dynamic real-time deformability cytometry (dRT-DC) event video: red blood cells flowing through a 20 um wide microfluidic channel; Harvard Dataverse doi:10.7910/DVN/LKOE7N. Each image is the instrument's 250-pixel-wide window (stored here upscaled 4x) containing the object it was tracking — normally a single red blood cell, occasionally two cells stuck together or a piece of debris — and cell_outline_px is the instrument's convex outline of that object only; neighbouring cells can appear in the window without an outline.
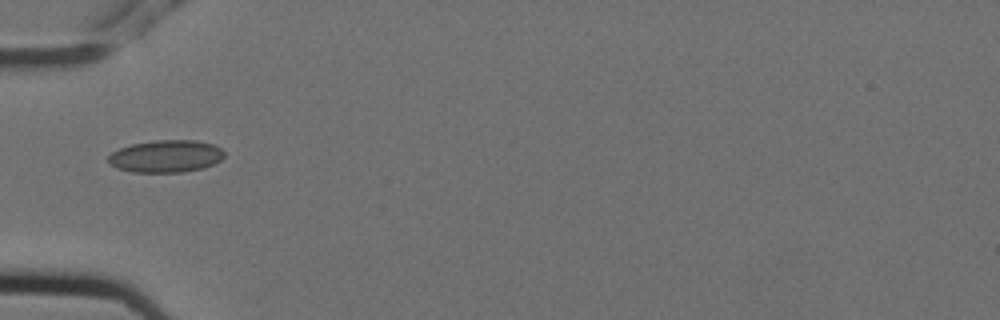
{"species": "Egyptian fruit bat (a non-hibernating species)", "species_latin": "Rousettus aegyptiacus", "temperature_condition": "cold", "stored_images_in_passage": 3, "camera_frame_rate_fps": 3000, "um_per_image_px": 0.085, "animal": {"sex": "female"}, "frame": {"image": 1, "passage_image": 1, "time_ms": 0.0, "image_size_px": [1000, 320], "cell_outline_px": [[224, 156], [220, 160], [204, 168], [180, 172], [132, 172], [116, 168], [108, 160], [108, 156], [112, 152], [120, 148], [132, 144], [156, 140], [196, 140], [212, 144], [220, 148], [224, 152]], "centroid_in_image_um": [14.1, 13.28], "position_along_channel_um": 70.9, "area_um2": 21.73}}
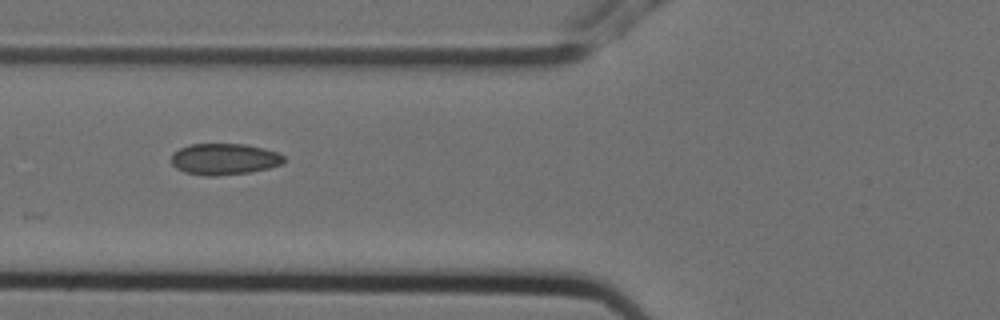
{"frame": {"image": 2, "passage_image": 2, "time_ms": 0.333, "image_size_px": [1000, 320], "cell_outline_px": [[284, 164], [268, 168], [248, 172], [216, 176], [204, 176], [184, 172], [176, 168], [172, 164], [172, 152], [188, 144], [244, 144], [264, 148], [276, 152], [284, 156]], "centroid_in_image_um": [19.04, 13.52], "position_along_channel_um": 106.8, "area_um2": 20.63}}
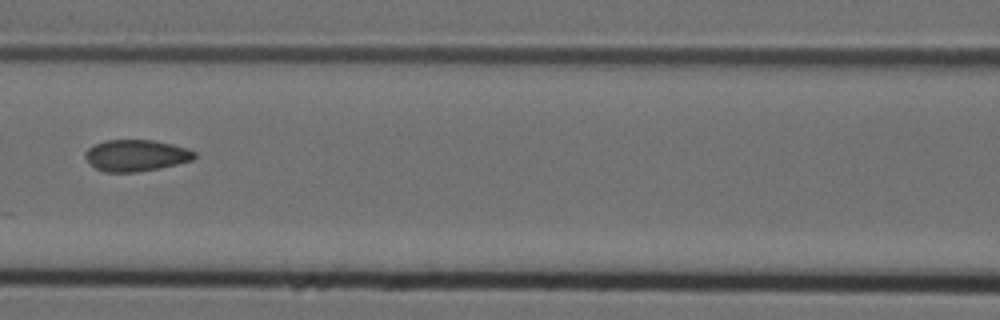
{"frame": {"image": 3, "passage_image": 3, "time_ms": 0.667, "image_size_px": [1000, 320], "cell_outline_px": [[196, 156], [192, 160], [160, 168], [136, 172], [104, 172], [96, 168], [84, 156], [84, 152], [88, 148], [104, 140], [152, 140], [172, 144], [188, 148], [196, 152]], "centroid_in_image_um": [11.57, 13.21], "position_along_channel_um": 155.0, "area_um2": 20.0}}